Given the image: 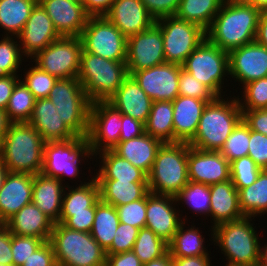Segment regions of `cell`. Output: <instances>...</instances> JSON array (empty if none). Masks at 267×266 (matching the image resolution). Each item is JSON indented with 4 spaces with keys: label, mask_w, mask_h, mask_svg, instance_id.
<instances>
[{
    "label": "cell",
    "mask_w": 267,
    "mask_h": 266,
    "mask_svg": "<svg viewBox=\"0 0 267 266\" xmlns=\"http://www.w3.org/2000/svg\"><path fill=\"white\" fill-rule=\"evenodd\" d=\"M145 126V133L163 143H177L174 138L173 104L171 101H153Z\"/></svg>",
    "instance_id": "d590c367"
},
{
    "label": "cell",
    "mask_w": 267,
    "mask_h": 266,
    "mask_svg": "<svg viewBox=\"0 0 267 266\" xmlns=\"http://www.w3.org/2000/svg\"><path fill=\"white\" fill-rule=\"evenodd\" d=\"M33 174L8 172L0 190V223L32 202Z\"/></svg>",
    "instance_id": "603a6c76"
},
{
    "label": "cell",
    "mask_w": 267,
    "mask_h": 266,
    "mask_svg": "<svg viewBox=\"0 0 267 266\" xmlns=\"http://www.w3.org/2000/svg\"><path fill=\"white\" fill-rule=\"evenodd\" d=\"M21 266H57L51 243L44 242Z\"/></svg>",
    "instance_id": "11a10c76"
},
{
    "label": "cell",
    "mask_w": 267,
    "mask_h": 266,
    "mask_svg": "<svg viewBox=\"0 0 267 266\" xmlns=\"http://www.w3.org/2000/svg\"><path fill=\"white\" fill-rule=\"evenodd\" d=\"M239 206L244 216L261 217L267 213V169H263L254 183L239 191Z\"/></svg>",
    "instance_id": "8d00e7d4"
},
{
    "label": "cell",
    "mask_w": 267,
    "mask_h": 266,
    "mask_svg": "<svg viewBox=\"0 0 267 266\" xmlns=\"http://www.w3.org/2000/svg\"><path fill=\"white\" fill-rule=\"evenodd\" d=\"M17 236H32L49 241L54 223L34 204L23 206L5 223Z\"/></svg>",
    "instance_id": "83f0119b"
},
{
    "label": "cell",
    "mask_w": 267,
    "mask_h": 266,
    "mask_svg": "<svg viewBox=\"0 0 267 266\" xmlns=\"http://www.w3.org/2000/svg\"><path fill=\"white\" fill-rule=\"evenodd\" d=\"M185 225L186 222L183 221L173 239L168 243V251L171 257L210 255L205 248L206 239L201 235L202 232H200L199 228L191 225V227L188 226L185 229Z\"/></svg>",
    "instance_id": "e575fe53"
},
{
    "label": "cell",
    "mask_w": 267,
    "mask_h": 266,
    "mask_svg": "<svg viewBox=\"0 0 267 266\" xmlns=\"http://www.w3.org/2000/svg\"><path fill=\"white\" fill-rule=\"evenodd\" d=\"M65 187V183L63 184L58 178L42 173L34 175L32 203L54 224L59 223Z\"/></svg>",
    "instance_id": "f1b7e54d"
},
{
    "label": "cell",
    "mask_w": 267,
    "mask_h": 266,
    "mask_svg": "<svg viewBox=\"0 0 267 266\" xmlns=\"http://www.w3.org/2000/svg\"><path fill=\"white\" fill-rule=\"evenodd\" d=\"M260 266H267V245L260 246Z\"/></svg>",
    "instance_id": "8c879c8a"
},
{
    "label": "cell",
    "mask_w": 267,
    "mask_h": 266,
    "mask_svg": "<svg viewBox=\"0 0 267 266\" xmlns=\"http://www.w3.org/2000/svg\"><path fill=\"white\" fill-rule=\"evenodd\" d=\"M132 251L145 264L163 256L168 251V243L145 227L139 230Z\"/></svg>",
    "instance_id": "60d3db41"
},
{
    "label": "cell",
    "mask_w": 267,
    "mask_h": 266,
    "mask_svg": "<svg viewBox=\"0 0 267 266\" xmlns=\"http://www.w3.org/2000/svg\"><path fill=\"white\" fill-rule=\"evenodd\" d=\"M165 62L162 32L156 23L143 32L127 38L128 75Z\"/></svg>",
    "instance_id": "9a60e30c"
},
{
    "label": "cell",
    "mask_w": 267,
    "mask_h": 266,
    "mask_svg": "<svg viewBox=\"0 0 267 266\" xmlns=\"http://www.w3.org/2000/svg\"><path fill=\"white\" fill-rule=\"evenodd\" d=\"M80 39L85 52L113 61H126L127 38L105 16L89 17Z\"/></svg>",
    "instance_id": "7c38bea8"
},
{
    "label": "cell",
    "mask_w": 267,
    "mask_h": 266,
    "mask_svg": "<svg viewBox=\"0 0 267 266\" xmlns=\"http://www.w3.org/2000/svg\"><path fill=\"white\" fill-rule=\"evenodd\" d=\"M216 97L205 106L196 133L188 144L203 151H220L226 139L242 120V110L236 96L225 101ZM235 97V98H234Z\"/></svg>",
    "instance_id": "3957f363"
},
{
    "label": "cell",
    "mask_w": 267,
    "mask_h": 266,
    "mask_svg": "<svg viewBox=\"0 0 267 266\" xmlns=\"http://www.w3.org/2000/svg\"><path fill=\"white\" fill-rule=\"evenodd\" d=\"M209 255L172 257V266H212Z\"/></svg>",
    "instance_id": "e7e4bbea"
},
{
    "label": "cell",
    "mask_w": 267,
    "mask_h": 266,
    "mask_svg": "<svg viewBox=\"0 0 267 266\" xmlns=\"http://www.w3.org/2000/svg\"><path fill=\"white\" fill-rule=\"evenodd\" d=\"M115 0H83L82 4L90 17L105 16Z\"/></svg>",
    "instance_id": "be15d7a7"
},
{
    "label": "cell",
    "mask_w": 267,
    "mask_h": 266,
    "mask_svg": "<svg viewBox=\"0 0 267 266\" xmlns=\"http://www.w3.org/2000/svg\"><path fill=\"white\" fill-rule=\"evenodd\" d=\"M0 40V75H19L23 57L18 37L4 36ZM17 39V40H16ZM18 70V71H17Z\"/></svg>",
    "instance_id": "ee69618b"
},
{
    "label": "cell",
    "mask_w": 267,
    "mask_h": 266,
    "mask_svg": "<svg viewBox=\"0 0 267 266\" xmlns=\"http://www.w3.org/2000/svg\"><path fill=\"white\" fill-rule=\"evenodd\" d=\"M225 0H180L178 19L195 23L207 30Z\"/></svg>",
    "instance_id": "74e56055"
},
{
    "label": "cell",
    "mask_w": 267,
    "mask_h": 266,
    "mask_svg": "<svg viewBox=\"0 0 267 266\" xmlns=\"http://www.w3.org/2000/svg\"><path fill=\"white\" fill-rule=\"evenodd\" d=\"M105 17L126 38L143 32L156 21L149 14L141 0H115Z\"/></svg>",
    "instance_id": "7402d4cb"
},
{
    "label": "cell",
    "mask_w": 267,
    "mask_h": 266,
    "mask_svg": "<svg viewBox=\"0 0 267 266\" xmlns=\"http://www.w3.org/2000/svg\"><path fill=\"white\" fill-rule=\"evenodd\" d=\"M19 75H0V109L7 108L16 83L22 79Z\"/></svg>",
    "instance_id": "94428289"
},
{
    "label": "cell",
    "mask_w": 267,
    "mask_h": 266,
    "mask_svg": "<svg viewBox=\"0 0 267 266\" xmlns=\"http://www.w3.org/2000/svg\"><path fill=\"white\" fill-rule=\"evenodd\" d=\"M60 36L80 37L89 15L82 3L72 0H38Z\"/></svg>",
    "instance_id": "44dd1931"
},
{
    "label": "cell",
    "mask_w": 267,
    "mask_h": 266,
    "mask_svg": "<svg viewBox=\"0 0 267 266\" xmlns=\"http://www.w3.org/2000/svg\"><path fill=\"white\" fill-rule=\"evenodd\" d=\"M176 203L174 196L150 192L146 195V228L151 229L167 243L173 239L179 225L187 219L185 216V219L180 217L182 215H179L180 209L175 208Z\"/></svg>",
    "instance_id": "e0dca14e"
},
{
    "label": "cell",
    "mask_w": 267,
    "mask_h": 266,
    "mask_svg": "<svg viewBox=\"0 0 267 266\" xmlns=\"http://www.w3.org/2000/svg\"><path fill=\"white\" fill-rule=\"evenodd\" d=\"M177 203L180 202L195 211V215H206L210 211V190L209 185L189 181L188 184L176 196Z\"/></svg>",
    "instance_id": "b9f144b4"
},
{
    "label": "cell",
    "mask_w": 267,
    "mask_h": 266,
    "mask_svg": "<svg viewBox=\"0 0 267 266\" xmlns=\"http://www.w3.org/2000/svg\"><path fill=\"white\" fill-rule=\"evenodd\" d=\"M242 119L250 130L267 136V109L242 110Z\"/></svg>",
    "instance_id": "6f0895ef"
},
{
    "label": "cell",
    "mask_w": 267,
    "mask_h": 266,
    "mask_svg": "<svg viewBox=\"0 0 267 266\" xmlns=\"http://www.w3.org/2000/svg\"><path fill=\"white\" fill-rule=\"evenodd\" d=\"M210 211L212 227L244 217L239 206V192L233 182H225L209 185Z\"/></svg>",
    "instance_id": "4316f807"
},
{
    "label": "cell",
    "mask_w": 267,
    "mask_h": 266,
    "mask_svg": "<svg viewBox=\"0 0 267 266\" xmlns=\"http://www.w3.org/2000/svg\"><path fill=\"white\" fill-rule=\"evenodd\" d=\"M120 223L136 228L146 227V196L128 204L116 207Z\"/></svg>",
    "instance_id": "681fc988"
},
{
    "label": "cell",
    "mask_w": 267,
    "mask_h": 266,
    "mask_svg": "<svg viewBox=\"0 0 267 266\" xmlns=\"http://www.w3.org/2000/svg\"><path fill=\"white\" fill-rule=\"evenodd\" d=\"M107 102L121 114L137 119L144 124L148 119L153 104V100L130 75Z\"/></svg>",
    "instance_id": "cb8c5ba5"
},
{
    "label": "cell",
    "mask_w": 267,
    "mask_h": 266,
    "mask_svg": "<svg viewBox=\"0 0 267 266\" xmlns=\"http://www.w3.org/2000/svg\"><path fill=\"white\" fill-rule=\"evenodd\" d=\"M207 101L178 95L173 101L174 138L188 143L195 135Z\"/></svg>",
    "instance_id": "484cf974"
},
{
    "label": "cell",
    "mask_w": 267,
    "mask_h": 266,
    "mask_svg": "<svg viewBox=\"0 0 267 266\" xmlns=\"http://www.w3.org/2000/svg\"><path fill=\"white\" fill-rule=\"evenodd\" d=\"M163 37L166 62L182 65L187 57L206 39V30L201 26L178 19L163 17L155 21Z\"/></svg>",
    "instance_id": "8fae6325"
},
{
    "label": "cell",
    "mask_w": 267,
    "mask_h": 266,
    "mask_svg": "<svg viewBox=\"0 0 267 266\" xmlns=\"http://www.w3.org/2000/svg\"><path fill=\"white\" fill-rule=\"evenodd\" d=\"M243 89L241 99L237 97L241 110L267 109V77L251 81Z\"/></svg>",
    "instance_id": "bcb514c9"
},
{
    "label": "cell",
    "mask_w": 267,
    "mask_h": 266,
    "mask_svg": "<svg viewBox=\"0 0 267 266\" xmlns=\"http://www.w3.org/2000/svg\"><path fill=\"white\" fill-rule=\"evenodd\" d=\"M119 223L116 207L100 200L95 207V217L90 234L106 250L113 241Z\"/></svg>",
    "instance_id": "f35d334b"
},
{
    "label": "cell",
    "mask_w": 267,
    "mask_h": 266,
    "mask_svg": "<svg viewBox=\"0 0 267 266\" xmlns=\"http://www.w3.org/2000/svg\"><path fill=\"white\" fill-rule=\"evenodd\" d=\"M122 114L107 101L91 103L87 146L92 155L112 150L118 143Z\"/></svg>",
    "instance_id": "5bb4252c"
},
{
    "label": "cell",
    "mask_w": 267,
    "mask_h": 266,
    "mask_svg": "<svg viewBox=\"0 0 267 266\" xmlns=\"http://www.w3.org/2000/svg\"><path fill=\"white\" fill-rule=\"evenodd\" d=\"M250 128L242 119L219 151L229 162L248 156Z\"/></svg>",
    "instance_id": "7bdbcfd3"
},
{
    "label": "cell",
    "mask_w": 267,
    "mask_h": 266,
    "mask_svg": "<svg viewBox=\"0 0 267 266\" xmlns=\"http://www.w3.org/2000/svg\"><path fill=\"white\" fill-rule=\"evenodd\" d=\"M38 0H0V27L4 36L18 37Z\"/></svg>",
    "instance_id": "836d02e7"
},
{
    "label": "cell",
    "mask_w": 267,
    "mask_h": 266,
    "mask_svg": "<svg viewBox=\"0 0 267 266\" xmlns=\"http://www.w3.org/2000/svg\"><path fill=\"white\" fill-rule=\"evenodd\" d=\"M0 264L13 265L11 232L3 223H0Z\"/></svg>",
    "instance_id": "91938a15"
},
{
    "label": "cell",
    "mask_w": 267,
    "mask_h": 266,
    "mask_svg": "<svg viewBox=\"0 0 267 266\" xmlns=\"http://www.w3.org/2000/svg\"><path fill=\"white\" fill-rule=\"evenodd\" d=\"M45 241L32 236H17L11 233L13 266H21Z\"/></svg>",
    "instance_id": "f907efd6"
},
{
    "label": "cell",
    "mask_w": 267,
    "mask_h": 266,
    "mask_svg": "<svg viewBox=\"0 0 267 266\" xmlns=\"http://www.w3.org/2000/svg\"><path fill=\"white\" fill-rule=\"evenodd\" d=\"M179 95L198 98L208 103L217 97L205 84L198 82L183 68H181L179 76Z\"/></svg>",
    "instance_id": "c3c4849f"
},
{
    "label": "cell",
    "mask_w": 267,
    "mask_h": 266,
    "mask_svg": "<svg viewBox=\"0 0 267 266\" xmlns=\"http://www.w3.org/2000/svg\"><path fill=\"white\" fill-rule=\"evenodd\" d=\"M100 200L114 207L144 198L149 193L148 182L97 180Z\"/></svg>",
    "instance_id": "d6a6232c"
},
{
    "label": "cell",
    "mask_w": 267,
    "mask_h": 266,
    "mask_svg": "<svg viewBox=\"0 0 267 266\" xmlns=\"http://www.w3.org/2000/svg\"><path fill=\"white\" fill-rule=\"evenodd\" d=\"M36 98L20 79L12 92L5 111L12 123L29 122Z\"/></svg>",
    "instance_id": "ab89813d"
},
{
    "label": "cell",
    "mask_w": 267,
    "mask_h": 266,
    "mask_svg": "<svg viewBox=\"0 0 267 266\" xmlns=\"http://www.w3.org/2000/svg\"><path fill=\"white\" fill-rule=\"evenodd\" d=\"M47 98L76 136L87 137L92 102L78 78L58 79Z\"/></svg>",
    "instance_id": "ba28073f"
},
{
    "label": "cell",
    "mask_w": 267,
    "mask_h": 266,
    "mask_svg": "<svg viewBox=\"0 0 267 266\" xmlns=\"http://www.w3.org/2000/svg\"><path fill=\"white\" fill-rule=\"evenodd\" d=\"M86 157H93L87 146V137L77 136L67 141L46 142L41 173L58 178L62 183L65 181L63 178L68 176L76 179L81 175L79 165L83 160H88Z\"/></svg>",
    "instance_id": "30bf717a"
},
{
    "label": "cell",
    "mask_w": 267,
    "mask_h": 266,
    "mask_svg": "<svg viewBox=\"0 0 267 266\" xmlns=\"http://www.w3.org/2000/svg\"><path fill=\"white\" fill-rule=\"evenodd\" d=\"M182 65L163 64L134 72L131 76L153 101H173L179 95Z\"/></svg>",
    "instance_id": "2e32d148"
},
{
    "label": "cell",
    "mask_w": 267,
    "mask_h": 266,
    "mask_svg": "<svg viewBox=\"0 0 267 266\" xmlns=\"http://www.w3.org/2000/svg\"><path fill=\"white\" fill-rule=\"evenodd\" d=\"M80 37L61 36L30 59L40 69L57 79L77 78L80 69Z\"/></svg>",
    "instance_id": "4fadbf2b"
},
{
    "label": "cell",
    "mask_w": 267,
    "mask_h": 266,
    "mask_svg": "<svg viewBox=\"0 0 267 266\" xmlns=\"http://www.w3.org/2000/svg\"><path fill=\"white\" fill-rule=\"evenodd\" d=\"M229 75L243 87L267 77V48L256 41L229 52Z\"/></svg>",
    "instance_id": "ac0fdd59"
},
{
    "label": "cell",
    "mask_w": 267,
    "mask_h": 266,
    "mask_svg": "<svg viewBox=\"0 0 267 266\" xmlns=\"http://www.w3.org/2000/svg\"><path fill=\"white\" fill-rule=\"evenodd\" d=\"M225 266H243V265H229V264H226Z\"/></svg>",
    "instance_id": "34e18365"
},
{
    "label": "cell",
    "mask_w": 267,
    "mask_h": 266,
    "mask_svg": "<svg viewBox=\"0 0 267 266\" xmlns=\"http://www.w3.org/2000/svg\"><path fill=\"white\" fill-rule=\"evenodd\" d=\"M49 242L57 265L106 266V251L89 232L72 230L62 223H56Z\"/></svg>",
    "instance_id": "52a82bcc"
},
{
    "label": "cell",
    "mask_w": 267,
    "mask_h": 266,
    "mask_svg": "<svg viewBox=\"0 0 267 266\" xmlns=\"http://www.w3.org/2000/svg\"><path fill=\"white\" fill-rule=\"evenodd\" d=\"M9 170L7 169V166L3 162V160L0 158V190L3 187L5 178L8 174Z\"/></svg>",
    "instance_id": "2644e50d"
},
{
    "label": "cell",
    "mask_w": 267,
    "mask_h": 266,
    "mask_svg": "<svg viewBox=\"0 0 267 266\" xmlns=\"http://www.w3.org/2000/svg\"><path fill=\"white\" fill-rule=\"evenodd\" d=\"M95 217V207L88 208V212L73 213L63 225L69 229L89 232L92 229Z\"/></svg>",
    "instance_id": "9f6ffc18"
},
{
    "label": "cell",
    "mask_w": 267,
    "mask_h": 266,
    "mask_svg": "<svg viewBox=\"0 0 267 266\" xmlns=\"http://www.w3.org/2000/svg\"><path fill=\"white\" fill-rule=\"evenodd\" d=\"M254 217L224 222L210 228L214 245L219 246L229 265L260 266V239ZM212 229V230H211Z\"/></svg>",
    "instance_id": "277c9868"
},
{
    "label": "cell",
    "mask_w": 267,
    "mask_h": 266,
    "mask_svg": "<svg viewBox=\"0 0 267 266\" xmlns=\"http://www.w3.org/2000/svg\"><path fill=\"white\" fill-rule=\"evenodd\" d=\"M189 181L212 185L230 180V162L219 151H203L188 144Z\"/></svg>",
    "instance_id": "d6986e66"
},
{
    "label": "cell",
    "mask_w": 267,
    "mask_h": 266,
    "mask_svg": "<svg viewBox=\"0 0 267 266\" xmlns=\"http://www.w3.org/2000/svg\"><path fill=\"white\" fill-rule=\"evenodd\" d=\"M188 182V143H163L148 175L149 192L176 197Z\"/></svg>",
    "instance_id": "5b68a950"
},
{
    "label": "cell",
    "mask_w": 267,
    "mask_h": 266,
    "mask_svg": "<svg viewBox=\"0 0 267 266\" xmlns=\"http://www.w3.org/2000/svg\"><path fill=\"white\" fill-rule=\"evenodd\" d=\"M106 255V266H143L133 251Z\"/></svg>",
    "instance_id": "6125c7cd"
},
{
    "label": "cell",
    "mask_w": 267,
    "mask_h": 266,
    "mask_svg": "<svg viewBox=\"0 0 267 266\" xmlns=\"http://www.w3.org/2000/svg\"><path fill=\"white\" fill-rule=\"evenodd\" d=\"M29 123L46 141H67L77 136L67 127L48 98L36 99Z\"/></svg>",
    "instance_id": "d4e9b609"
},
{
    "label": "cell",
    "mask_w": 267,
    "mask_h": 266,
    "mask_svg": "<svg viewBox=\"0 0 267 266\" xmlns=\"http://www.w3.org/2000/svg\"><path fill=\"white\" fill-rule=\"evenodd\" d=\"M143 133H145L143 122L122 114V127L119 142L139 137Z\"/></svg>",
    "instance_id": "680465c9"
},
{
    "label": "cell",
    "mask_w": 267,
    "mask_h": 266,
    "mask_svg": "<svg viewBox=\"0 0 267 266\" xmlns=\"http://www.w3.org/2000/svg\"><path fill=\"white\" fill-rule=\"evenodd\" d=\"M149 14L158 20L163 17L175 16L180 0H141Z\"/></svg>",
    "instance_id": "db71d44e"
},
{
    "label": "cell",
    "mask_w": 267,
    "mask_h": 266,
    "mask_svg": "<svg viewBox=\"0 0 267 266\" xmlns=\"http://www.w3.org/2000/svg\"><path fill=\"white\" fill-rule=\"evenodd\" d=\"M139 230V228L129 224L119 223L111 245L105 250L106 254H119L132 251Z\"/></svg>",
    "instance_id": "816d5d0a"
},
{
    "label": "cell",
    "mask_w": 267,
    "mask_h": 266,
    "mask_svg": "<svg viewBox=\"0 0 267 266\" xmlns=\"http://www.w3.org/2000/svg\"><path fill=\"white\" fill-rule=\"evenodd\" d=\"M99 155V170L94 174L96 180H119L130 182H148V176L139 168H136L128 160L116 154L113 150H106ZM102 163V164H101Z\"/></svg>",
    "instance_id": "1f68e13d"
},
{
    "label": "cell",
    "mask_w": 267,
    "mask_h": 266,
    "mask_svg": "<svg viewBox=\"0 0 267 266\" xmlns=\"http://www.w3.org/2000/svg\"><path fill=\"white\" fill-rule=\"evenodd\" d=\"M67 183L63 198L59 223H64L73 213L88 212V208L96 207L100 201V189L97 180L92 177L88 182L78 186Z\"/></svg>",
    "instance_id": "4dcf8cb0"
},
{
    "label": "cell",
    "mask_w": 267,
    "mask_h": 266,
    "mask_svg": "<svg viewBox=\"0 0 267 266\" xmlns=\"http://www.w3.org/2000/svg\"><path fill=\"white\" fill-rule=\"evenodd\" d=\"M143 266H172V257L170 252L167 251L163 256L145 263Z\"/></svg>",
    "instance_id": "a7ac6f4b"
},
{
    "label": "cell",
    "mask_w": 267,
    "mask_h": 266,
    "mask_svg": "<svg viewBox=\"0 0 267 266\" xmlns=\"http://www.w3.org/2000/svg\"><path fill=\"white\" fill-rule=\"evenodd\" d=\"M0 266H13V265H4V264H0Z\"/></svg>",
    "instance_id": "11e5206c"
},
{
    "label": "cell",
    "mask_w": 267,
    "mask_h": 266,
    "mask_svg": "<svg viewBox=\"0 0 267 266\" xmlns=\"http://www.w3.org/2000/svg\"><path fill=\"white\" fill-rule=\"evenodd\" d=\"M182 68L198 82L222 97L224 79L229 78V53L205 39L185 60ZM223 93V94H222Z\"/></svg>",
    "instance_id": "9c48e42d"
},
{
    "label": "cell",
    "mask_w": 267,
    "mask_h": 266,
    "mask_svg": "<svg viewBox=\"0 0 267 266\" xmlns=\"http://www.w3.org/2000/svg\"><path fill=\"white\" fill-rule=\"evenodd\" d=\"M261 11L250 4L225 0L206 30V39L230 52L255 41Z\"/></svg>",
    "instance_id": "6da1fadb"
},
{
    "label": "cell",
    "mask_w": 267,
    "mask_h": 266,
    "mask_svg": "<svg viewBox=\"0 0 267 266\" xmlns=\"http://www.w3.org/2000/svg\"><path fill=\"white\" fill-rule=\"evenodd\" d=\"M11 124L7 112L0 109V145Z\"/></svg>",
    "instance_id": "003e7915"
},
{
    "label": "cell",
    "mask_w": 267,
    "mask_h": 266,
    "mask_svg": "<svg viewBox=\"0 0 267 266\" xmlns=\"http://www.w3.org/2000/svg\"><path fill=\"white\" fill-rule=\"evenodd\" d=\"M60 37L46 10L38 2L18 36L24 59L33 57L38 51L45 49Z\"/></svg>",
    "instance_id": "ffe728a7"
},
{
    "label": "cell",
    "mask_w": 267,
    "mask_h": 266,
    "mask_svg": "<svg viewBox=\"0 0 267 266\" xmlns=\"http://www.w3.org/2000/svg\"><path fill=\"white\" fill-rule=\"evenodd\" d=\"M262 170L249 156H244L230 162V179L239 191L254 183Z\"/></svg>",
    "instance_id": "f6af8a7d"
},
{
    "label": "cell",
    "mask_w": 267,
    "mask_h": 266,
    "mask_svg": "<svg viewBox=\"0 0 267 266\" xmlns=\"http://www.w3.org/2000/svg\"><path fill=\"white\" fill-rule=\"evenodd\" d=\"M162 144L159 139L143 133L139 137L119 142L112 150L148 176Z\"/></svg>",
    "instance_id": "f546056e"
},
{
    "label": "cell",
    "mask_w": 267,
    "mask_h": 266,
    "mask_svg": "<svg viewBox=\"0 0 267 266\" xmlns=\"http://www.w3.org/2000/svg\"><path fill=\"white\" fill-rule=\"evenodd\" d=\"M236 1L250 4L260 11H267V0H236Z\"/></svg>",
    "instance_id": "89a4df30"
},
{
    "label": "cell",
    "mask_w": 267,
    "mask_h": 266,
    "mask_svg": "<svg viewBox=\"0 0 267 266\" xmlns=\"http://www.w3.org/2000/svg\"><path fill=\"white\" fill-rule=\"evenodd\" d=\"M72 1H75L77 3H82L83 0H72Z\"/></svg>",
    "instance_id": "753ad0ef"
},
{
    "label": "cell",
    "mask_w": 267,
    "mask_h": 266,
    "mask_svg": "<svg viewBox=\"0 0 267 266\" xmlns=\"http://www.w3.org/2000/svg\"><path fill=\"white\" fill-rule=\"evenodd\" d=\"M23 75V83L36 99L47 98L58 80L37 65L30 67Z\"/></svg>",
    "instance_id": "7dc6e473"
},
{
    "label": "cell",
    "mask_w": 267,
    "mask_h": 266,
    "mask_svg": "<svg viewBox=\"0 0 267 266\" xmlns=\"http://www.w3.org/2000/svg\"><path fill=\"white\" fill-rule=\"evenodd\" d=\"M126 61H113L83 49L78 80L91 102L107 101L128 77Z\"/></svg>",
    "instance_id": "8992f818"
},
{
    "label": "cell",
    "mask_w": 267,
    "mask_h": 266,
    "mask_svg": "<svg viewBox=\"0 0 267 266\" xmlns=\"http://www.w3.org/2000/svg\"><path fill=\"white\" fill-rule=\"evenodd\" d=\"M46 141L29 123H12L0 145V158L9 172L41 173Z\"/></svg>",
    "instance_id": "7a4b0ae2"
},
{
    "label": "cell",
    "mask_w": 267,
    "mask_h": 266,
    "mask_svg": "<svg viewBox=\"0 0 267 266\" xmlns=\"http://www.w3.org/2000/svg\"><path fill=\"white\" fill-rule=\"evenodd\" d=\"M255 41L267 48V11H261Z\"/></svg>",
    "instance_id": "03108f58"
},
{
    "label": "cell",
    "mask_w": 267,
    "mask_h": 266,
    "mask_svg": "<svg viewBox=\"0 0 267 266\" xmlns=\"http://www.w3.org/2000/svg\"><path fill=\"white\" fill-rule=\"evenodd\" d=\"M248 156L261 168L267 169V136L250 130Z\"/></svg>",
    "instance_id": "f5cc1de1"
}]
</instances>
